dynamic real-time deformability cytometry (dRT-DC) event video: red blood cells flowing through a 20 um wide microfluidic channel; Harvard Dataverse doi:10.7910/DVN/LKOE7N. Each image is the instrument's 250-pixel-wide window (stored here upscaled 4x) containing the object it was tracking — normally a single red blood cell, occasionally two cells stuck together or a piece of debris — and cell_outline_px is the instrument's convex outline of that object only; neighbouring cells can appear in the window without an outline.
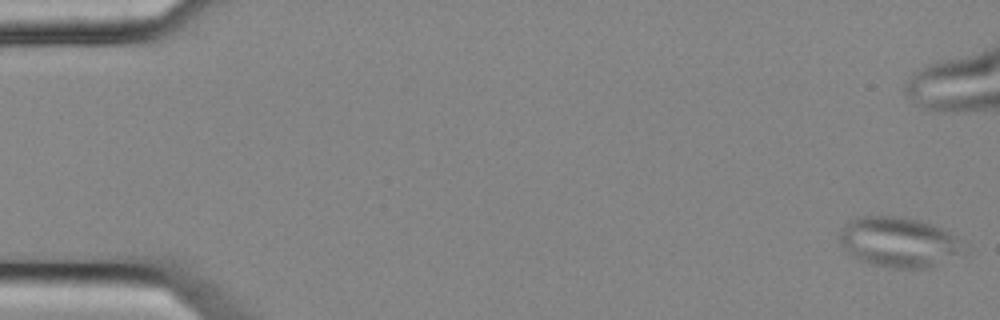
{"species": "common noctule bat (a hibernating species)", "species_latin": "Nyctalus noctula", "temperature_condition": "cold", "stored_images_in_passage": 13, "camera_frame_rate_fps": 3000, "um_per_image_px": 0.085, "animal": {"sex": "female", "body_mass_g": 25.1}, "frame": {"image": 1, "passage_image": 1, "time_ms": 0.0, "image_size_px": [1000, 320], "cell_outline_px": [[968, 252], [964, 256], [924, 268], [896, 268], [876, 264], [864, 260], [856, 256], [844, 248], [840, 244], [840, 232], [852, 220], [864, 216], [892, 216], [920, 220], [940, 228], [948, 232], [968, 244]], "centroid_in_image_um": [76.55, 20.59], "position_along_channel_um": 8.5, "area_um2": 35.95}}